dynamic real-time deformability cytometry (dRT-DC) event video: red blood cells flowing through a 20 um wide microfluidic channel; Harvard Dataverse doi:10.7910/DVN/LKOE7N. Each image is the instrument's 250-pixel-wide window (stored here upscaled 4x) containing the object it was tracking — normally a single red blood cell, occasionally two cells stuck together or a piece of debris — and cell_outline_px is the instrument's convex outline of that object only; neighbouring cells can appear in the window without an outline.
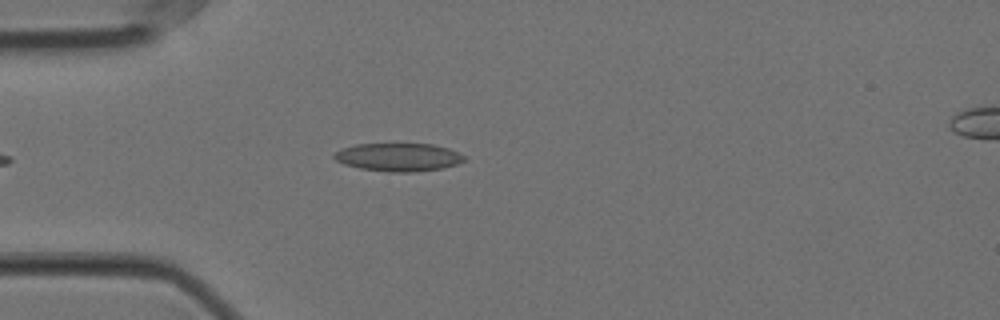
{"species": "Egyptian fruit bat (a non-hibernating species)", "species_latin": "Rousettus aegyptiacus", "temperature_condition": "cold", "stored_images_in_passage": 48, "camera_frame_rate_fps": 3000, "um_per_image_px": 0.085, "animal": {"sex": "female"}, "frame": {"image": 1, "passage_image": 7, "time_ms": 2.0, "image_size_px": [1000, 320], "cell_outline_px": [[464, 160], [456, 164], [444, 168], [412, 172], [388, 172], [360, 168], [344, 164], [336, 160], [332, 156], [336, 152], [344, 148], [356, 144], [432, 144], [448, 148], [464, 156]], "centroid_in_image_um": [33.86, 13.36], "position_along_channel_um": 51.1, "area_um2": 21.1}}
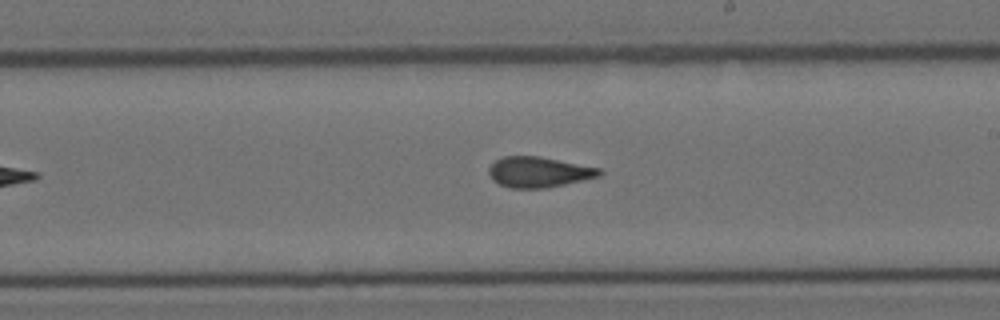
{"frame": {"image": 2, "passage_image": 24, "time_ms": 7.667, "image_size_px": [1000, 320], "cell_outline_px": [[604, 172], [600, 176], [548, 188], [512, 188], [500, 184], [492, 180], [488, 172], [488, 168], [496, 160], [504, 156], [540, 156], [600, 168]], "centroid_in_image_um": [45.8, 14.62], "position_along_channel_um": 243.2, "area_um2": 19.71}}
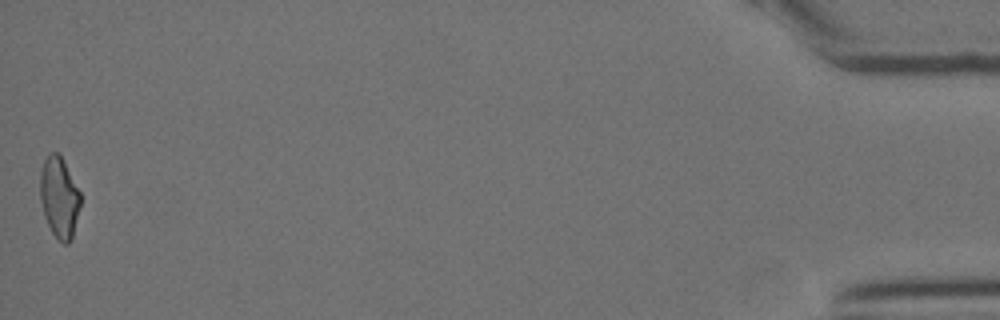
{"frame": {"image": 3, "passage_image": 48, "time_ms": 15.667, "image_size_px": [1000, 320], "cell_outline_px": [[80, 204], [72, 240], [68, 244], [64, 244], [52, 232], [44, 216], [40, 200], [40, 172], [44, 160], [52, 152], [60, 152], [80, 192]], "centroid_in_image_um": [5.03, 16.76], "position_along_channel_um": 430.2, "area_um2": 19.02}, "authors_computed_cell_mechanics": {"area_um2": 19.9988, "velocity_mm_per_s": 3.5495, "shape_relaxation_time_tau1_ms": null, "shape_relaxation_time_tau2_ms": 2.3342, "deformation_change_tau1": null, "deformation_change_tau2": 0.0912}}